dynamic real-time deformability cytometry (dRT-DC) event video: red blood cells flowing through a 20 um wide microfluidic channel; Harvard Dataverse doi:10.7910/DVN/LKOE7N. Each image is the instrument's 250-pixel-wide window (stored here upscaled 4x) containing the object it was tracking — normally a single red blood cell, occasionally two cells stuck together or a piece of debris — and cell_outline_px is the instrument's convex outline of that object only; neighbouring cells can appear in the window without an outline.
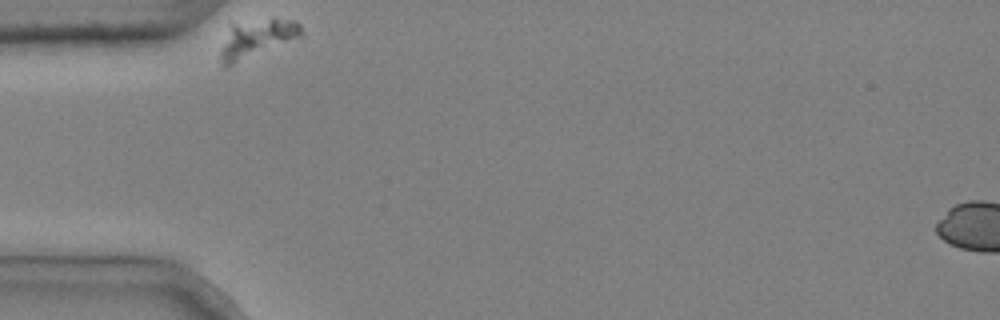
{"species": "common noctule bat (a hibernating species)", "species_latin": "Nyctalus noctula", "temperature_condition": "cold", "stored_images_in_passage": 2, "camera_frame_rate_fps": 3000, "um_per_image_px": 0.085, "animal": {"sex": "male", "body_mass_g": 20.4}, "frame": {"image": 1, "passage_image": 1, "time_ms": 0.0, "image_size_px": [1000, 320], "cell_outline_px": [[304, 36], [224, 68], [220, 60], [220, 52], [232, 24], [272, 20], [296, 20], [300, 24]], "centroid_in_image_um": [21.86, 3.32], "position_along_channel_um": 63.1, "area_um2": 17.28}}